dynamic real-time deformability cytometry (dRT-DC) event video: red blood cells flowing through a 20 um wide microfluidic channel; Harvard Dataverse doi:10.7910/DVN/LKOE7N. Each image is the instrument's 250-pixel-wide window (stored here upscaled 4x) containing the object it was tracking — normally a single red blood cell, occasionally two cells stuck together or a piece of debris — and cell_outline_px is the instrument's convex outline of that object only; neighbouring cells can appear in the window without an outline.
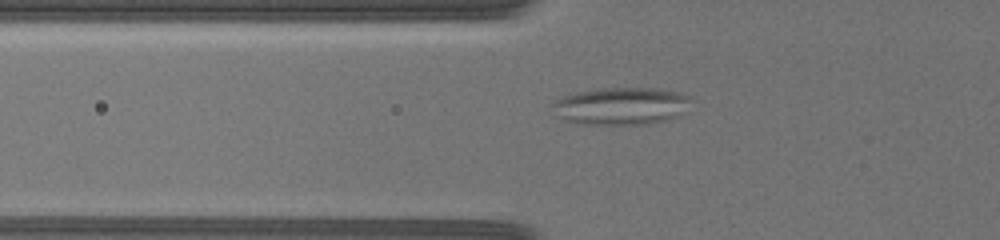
{"species": "common noctule bat (a hibernating species)", "species_latin": "Nyctalus noctula", "temperature_condition": "warm", "stored_images_in_passage": 43, "camera_frame_rate_fps": 3000, "um_per_image_px": 0.085, "animal": {"sex": "female", "body_mass_g": 19.5, "forearm_length_mm": 54.1}, "frame": {"image": 1, "passage_image": 8, "time_ms": 4.333, "image_size_px": [1000, 240], "cell_outline_px": [[692, 100], [676, 116], [664, 120], [648, 124], [580, 124], [564, 120], [556, 116], [552, 104], [556, 100], [564, 96], [576, 92], [600, 88], [656, 88], [676, 92], [688, 96]], "centroid_in_image_um": [52.73, 9.01], "position_along_channel_um": 73.1, "area_um2": 29.88}}
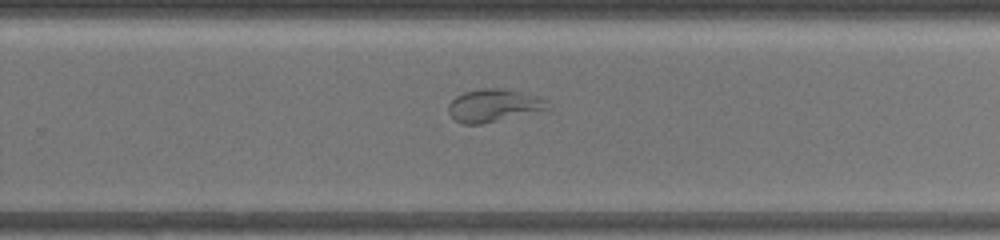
{"frame": {"image": 2, "passage_image": 24, "time_ms": 12.0, "image_size_px": [1000, 240], "cell_outline_px": [[552, 108], [480, 124], [464, 124], [456, 120], [448, 112], [448, 104], [456, 96], [464, 92], [480, 88], [504, 88], [540, 96]], "centroid_in_image_um": [41.95, 8.94], "position_along_channel_um": 287.8, "area_um2": 18.79}}
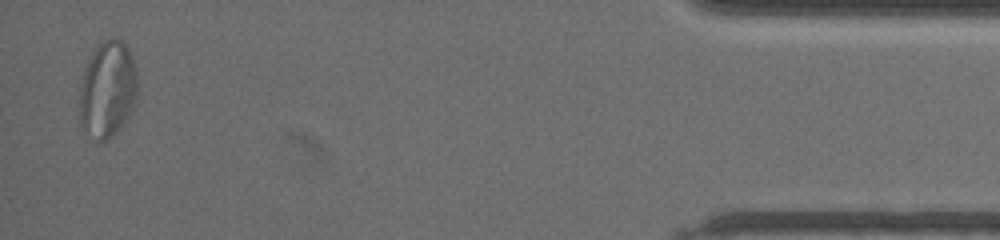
{"frame": {"image": 3, "passage_image": 41, "time_ms": 19.333, "image_size_px": [1000, 240], "cell_outline_px": [[136, 96], [132, 108], [116, 132], [112, 136], [104, 140], [96, 140], [80, 124], [80, 88], [84, 72], [92, 52], [100, 40], [120, 40], [128, 48], [132, 56], [136, 72]], "centroid_in_image_um": [9.13, 7.58], "position_along_channel_um": 426.1, "area_um2": 31.79}}